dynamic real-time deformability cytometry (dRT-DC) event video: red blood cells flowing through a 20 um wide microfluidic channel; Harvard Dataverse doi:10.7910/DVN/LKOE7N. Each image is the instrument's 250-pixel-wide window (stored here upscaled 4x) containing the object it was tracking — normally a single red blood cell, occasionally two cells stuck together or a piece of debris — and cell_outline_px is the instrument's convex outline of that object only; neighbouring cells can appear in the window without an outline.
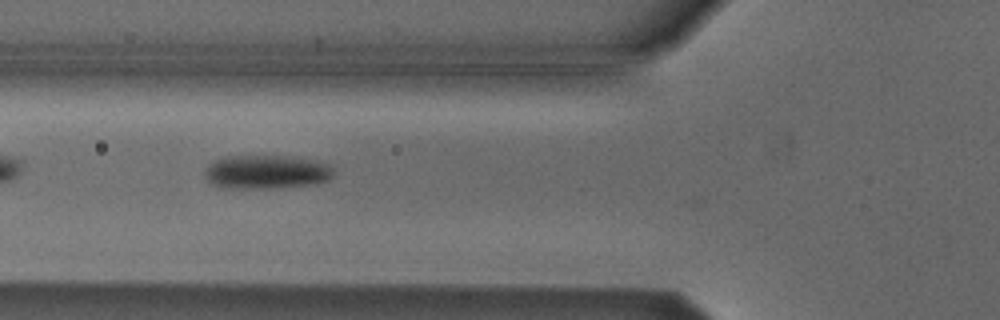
{"species": "Egyptian fruit bat (a non-hibernating species)", "species_latin": "Rousettus aegyptiacus", "temperature_condition": "cold", "stored_images_in_passage": 22, "camera_frame_rate_fps": 3000, "um_per_image_px": 0.085, "animal": {"sex": "male"}, "frame": {"image": 1, "passage_image": 6, "time_ms": 1.667, "image_size_px": [1000, 320], "cell_outline_px": [[332, 176], [328, 180], [312, 184], [268, 188], [224, 188], [212, 184], [204, 176], [204, 172], [208, 164], [212, 160], [224, 156], [296, 156], [328, 164], [332, 168]], "centroid_in_image_um": [22.58, 14.6], "position_along_channel_um": 103.2, "area_um2": 25.43}}